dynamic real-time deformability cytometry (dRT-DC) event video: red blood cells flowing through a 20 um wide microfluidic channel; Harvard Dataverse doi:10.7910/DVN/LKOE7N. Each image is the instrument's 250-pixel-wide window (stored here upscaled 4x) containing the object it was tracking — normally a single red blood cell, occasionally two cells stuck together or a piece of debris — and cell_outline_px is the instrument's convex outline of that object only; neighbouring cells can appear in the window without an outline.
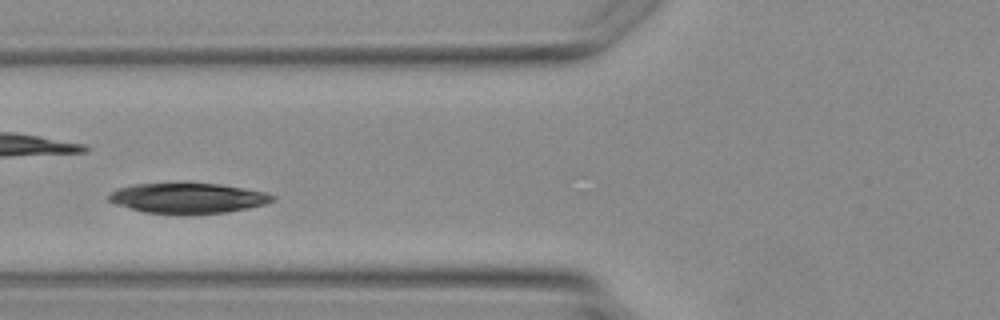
{"species": "Egyptian fruit bat (a non-hibernating species)", "species_latin": "Rousettus aegyptiacus", "temperature_condition": "warm", "stored_images_in_passage": 2, "camera_frame_rate_fps": 3000, "um_per_image_px": 0.085, "animal": {"sex": "female"}, "frame": {"image": 1, "passage_image": 2, "time_ms": 1.0, "image_size_px": [1000, 320], "cell_outline_px": [[276, 200], [264, 204], [248, 208], [228, 212], [188, 216], [180, 216], [144, 212], [116, 204], [108, 200], [108, 196], [116, 188], [132, 184], [220, 184], [264, 192], [276, 196]], "centroid_in_image_um": [15.96, 16.88], "position_along_channel_um": 109.8, "area_um2": 29.25}}